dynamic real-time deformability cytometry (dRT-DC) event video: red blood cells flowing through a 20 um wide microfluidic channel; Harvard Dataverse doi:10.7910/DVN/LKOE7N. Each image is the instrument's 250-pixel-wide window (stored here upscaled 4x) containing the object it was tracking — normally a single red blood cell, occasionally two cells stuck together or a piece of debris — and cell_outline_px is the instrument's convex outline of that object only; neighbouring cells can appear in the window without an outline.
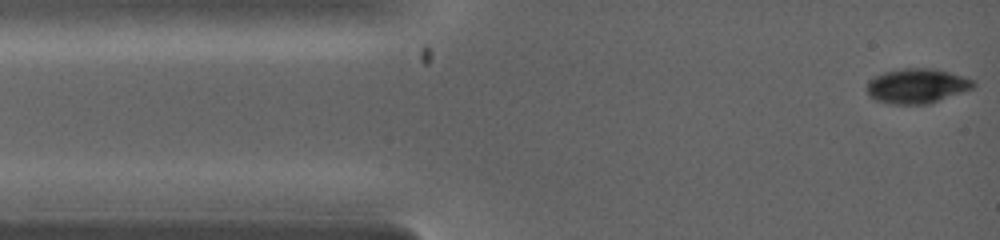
{"species": "common noctule bat (a hibernating species)", "species_latin": "Nyctalus noctula", "temperature_condition": "warm", "stored_images_in_passage": 3, "camera_frame_rate_fps": 5000, "um_per_image_px": 0.085, "animal": {"sex": "female", "body_mass_g": 19.0, "forearm_length_mm": 53.3}, "frame": {"image": 1, "passage_image": 1, "time_ms": 0.0, "image_size_px": [1000, 240], "cell_outline_px": [[976, 84], [972, 88], [928, 104], [884, 104], [868, 96], [868, 80], [876, 76], [888, 72], [912, 68], [928, 68], [948, 72], [972, 80]], "centroid_in_image_um": [77.9, 7.33], "position_along_channel_um": 7.1, "area_um2": 21.04}}
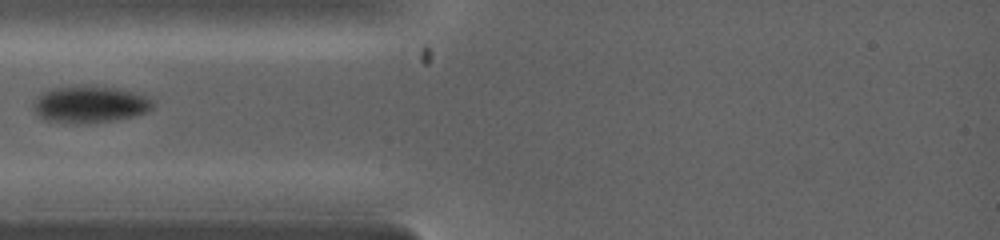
{"frame": {"image": 2, "passage_image": 3, "time_ms": 2.4, "image_size_px": [1000, 240], "cell_outline_px": [[152, 108], [144, 112], [132, 116], [112, 120], [88, 124], [76, 124], [44, 120], [32, 108], [40, 92], [52, 88], [76, 84], [88, 84], [116, 88], [132, 92], [144, 96], [152, 100]], "centroid_in_image_um": [7.56, 8.85], "position_along_channel_um": 77.4, "area_um2": 25.89}}